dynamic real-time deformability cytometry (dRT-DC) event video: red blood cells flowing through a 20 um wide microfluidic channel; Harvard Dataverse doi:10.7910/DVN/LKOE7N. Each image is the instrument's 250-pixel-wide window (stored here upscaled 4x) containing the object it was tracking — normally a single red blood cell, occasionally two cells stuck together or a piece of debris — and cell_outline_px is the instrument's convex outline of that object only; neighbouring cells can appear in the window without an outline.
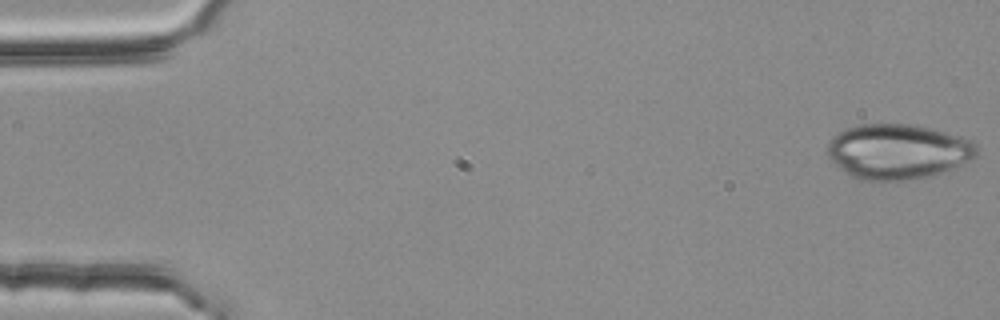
{"species": "common noctule bat (a hibernating species)", "species_latin": "Nyctalus noctula", "temperature_condition": "room temperature", "stored_images_in_passage": 53, "camera_frame_rate_fps": 3000, "um_per_image_px": 0.085, "animal": {"sex": "female", "body_mass_g": 25.1}, "frame": {"image": 1, "passage_image": 1, "time_ms": 0.0, "image_size_px": [1000, 320], "cell_outline_px": [[976, 156], [944, 172], [932, 176], [908, 180], [856, 180], [844, 172], [828, 156], [828, 144], [832, 136], [856, 124], [912, 124], [960, 136], [972, 140], [976, 144]], "centroid_in_image_um": [76.29, 12.89], "position_along_channel_um": 8.7, "area_um2": 47.8}}
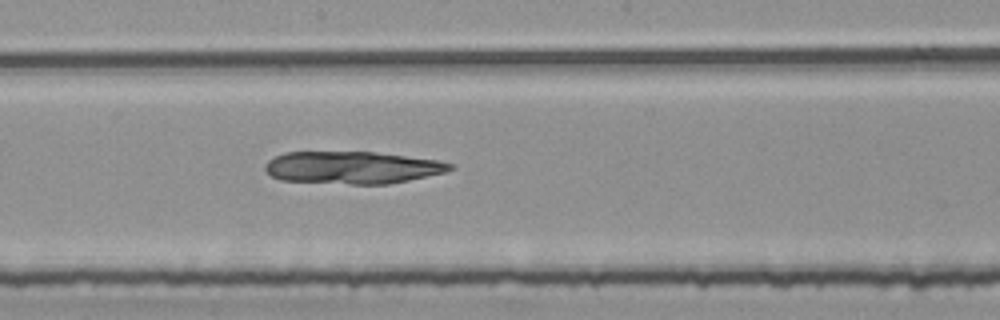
{"frame": {"image": 2, "passage_image": 29, "time_ms": 9.333, "image_size_px": [1000, 320], "cell_outline_px": [[456, 168], [444, 172], [408, 180], [388, 184], [352, 184], [280, 180], [272, 176], [264, 168], [268, 160], [284, 152], [372, 152], [436, 160], [452, 164]], "centroid_in_image_um": [29.92, 14.24], "position_along_channel_um": 218.3, "area_um2": 34.51}}
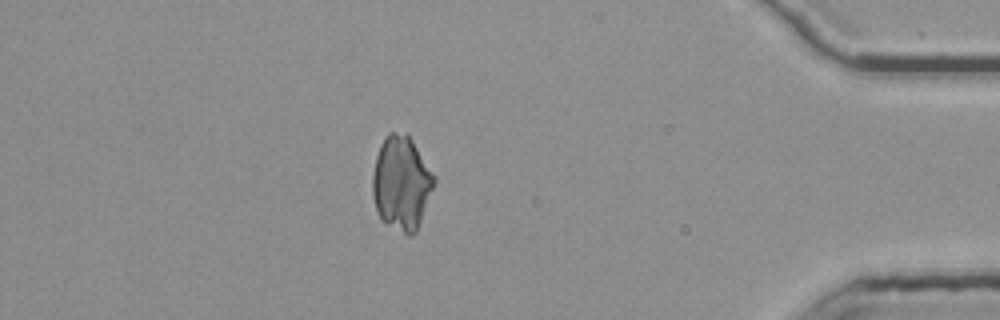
{"frame": {"image": 3, "passage_image": 47, "time_ms": 15.333, "image_size_px": [1000, 320], "cell_outline_px": [[436, 180], [416, 232], [412, 236], [408, 236], [384, 220], [380, 216], [376, 208], [372, 196], [372, 176], [376, 156], [380, 144], [384, 136], [388, 132], [408, 132], [436, 176]], "centroid_in_image_um": [34.13, 15.49], "position_along_channel_um": 401.1, "area_um2": 33.87}}